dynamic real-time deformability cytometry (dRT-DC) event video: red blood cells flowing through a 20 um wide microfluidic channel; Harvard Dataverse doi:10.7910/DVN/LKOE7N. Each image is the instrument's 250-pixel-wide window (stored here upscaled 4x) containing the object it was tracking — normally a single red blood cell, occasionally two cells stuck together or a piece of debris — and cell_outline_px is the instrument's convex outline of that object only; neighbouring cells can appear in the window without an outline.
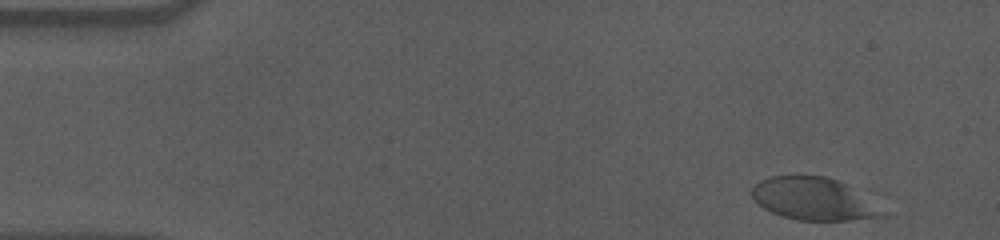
{"species": "human", "species_latin": "Homo sapiens", "temperature_condition": "cold", "stored_images_in_passage": 47, "camera_frame_rate_fps": 3000, "um_per_image_px": 0.085, "donor": {"sex": "male"}, "frame": {"image": 1, "passage_image": 2, "time_ms": 0.333, "image_size_px": [1000, 240], "cell_outline_px": [[888, 212], [884, 216], [848, 220], [796, 220], [780, 216], [764, 208], [752, 200], [752, 188], [760, 180], [772, 176], [824, 176], [836, 180], [844, 184]], "centroid_in_image_um": [69.11, 16.92], "position_along_channel_um": 15.9, "area_um2": 31.85}}
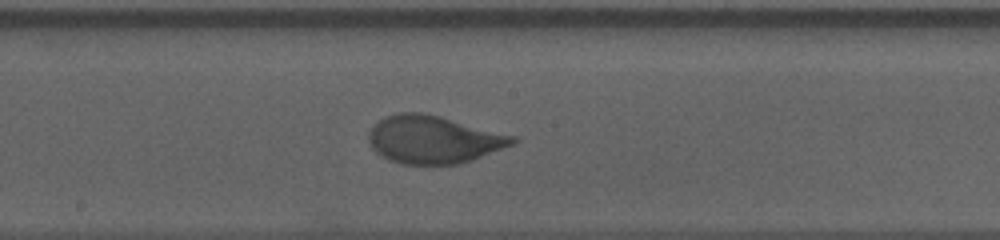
{"frame": {"image": 2, "passage_image": 28, "time_ms": 9.0, "image_size_px": [1000, 240], "cell_outline_px": [[520, 140], [512, 144], [472, 160], [460, 164], [400, 164], [388, 160], [380, 156], [372, 148], [368, 140], [368, 132], [384, 116], [400, 112], [420, 112], [440, 116], [516, 136]], "centroid_in_image_um": [36.82, 11.86], "position_along_channel_um": 211.4, "area_um2": 40.06}}
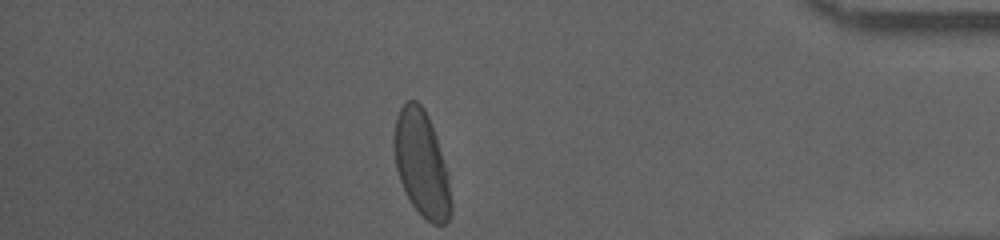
{"frame": {"image": 3, "passage_image": 47, "time_ms": 15.333, "image_size_px": [1000, 240], "cell_outline_px": [[452, 212], [448, 220], [444, 224], [432, 224], [412, 204], [400, 180], [396, 168], [392, 144], [392, 140], [396, 116], [400, 108], [408, 100], [416, 100], [424, 108], [428, 116], [436, 136], [448, 172], [452, 204]], "centroid_in_image_um": [35.83, 13.89], "position_along_channel_um": 399.4, "area_um2": 35.14}, "authors_computed_cell_mechanics": {"area_um2": 39.0728, "velocity_mm_per_s": 3.5425, "shape_relaxation_time_tau1_ms": 3.9998, "shape_relaxation_time_tau2_ms": null, "deformation_change_tau1": 0.1654, "deformation_change_tau2": null}}